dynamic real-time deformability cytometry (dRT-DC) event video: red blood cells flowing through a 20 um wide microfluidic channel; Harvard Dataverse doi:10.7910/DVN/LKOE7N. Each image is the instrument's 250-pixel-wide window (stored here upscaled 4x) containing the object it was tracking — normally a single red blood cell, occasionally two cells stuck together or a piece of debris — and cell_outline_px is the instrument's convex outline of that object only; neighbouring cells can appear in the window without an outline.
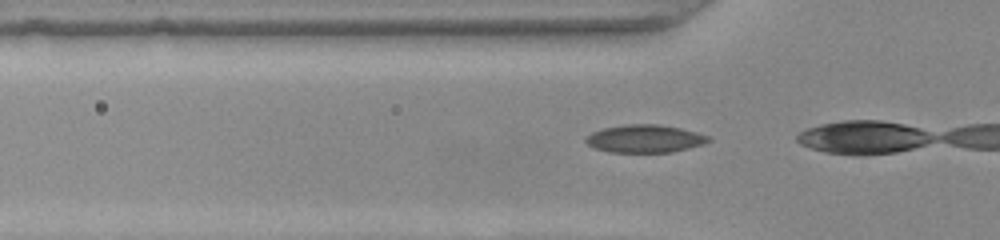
{"species": "common noctule bat (a hibernating species)", "species_latin": "Nyctalus noctula", "temperature_condition": "warm", "stored_images_in_passage": 5, "camera_frame_rate_fps": 3000, "um_per_image_px": 0.085, "animal": {"sex": "female", "body_mass_g": 22.0, "forearm_length_mm": 56.7}, "frame": {"image": 1, "passage_image": 2, "time_ms": 0.333, "image_size_px": [1000, 240], "cell_outline_px": [[712, 140], [704, 144], [672, 152], [608, 152], [596, 148], [588, 144], [584, 140], [592, 132], [604, 128], [624, 124], [656, 124], [680, 128], [696, 132], [708, 136]], "centroid_in_image_um": [54.82, 11.79], "position_along_channel_um": 71.0, "area_um2": 19.77}}